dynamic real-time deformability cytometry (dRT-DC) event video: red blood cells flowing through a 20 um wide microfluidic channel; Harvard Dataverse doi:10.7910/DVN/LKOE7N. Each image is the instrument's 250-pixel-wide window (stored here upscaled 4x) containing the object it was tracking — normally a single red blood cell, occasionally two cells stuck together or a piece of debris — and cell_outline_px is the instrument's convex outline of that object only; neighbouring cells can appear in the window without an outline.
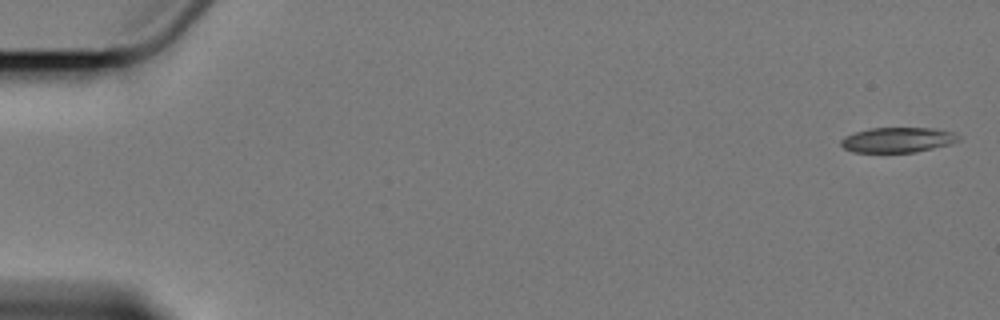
{"species": "Egyptian fruit bat (a non-hibernating species)", "species_latin": "Rousettus aegyptiacus", "temperature_condition": "cold", "stored_images_in_passage": 9, "camera_frame_rate_fps": 3000, "um_per_image_px": 0.085, "animal": {"sex": "female"}, "frame": {"image": 1, "passage_image": 1, "time_ms": 0.0, "image_size_px": [1000, 320], "cell_outline_px": [[960, 140], [948, 144], [932, 148], [912, 152], [852, 152], [844, 148], [840, 144], [840, 140], [844, 136], [856, 132], [872, 128], [932, 128], [956, 132], [960, 136]], "centroid_in_image_um": [76.3, 11.88], "position_along_channel_um": 8.7, "area_um2": 17.11}}